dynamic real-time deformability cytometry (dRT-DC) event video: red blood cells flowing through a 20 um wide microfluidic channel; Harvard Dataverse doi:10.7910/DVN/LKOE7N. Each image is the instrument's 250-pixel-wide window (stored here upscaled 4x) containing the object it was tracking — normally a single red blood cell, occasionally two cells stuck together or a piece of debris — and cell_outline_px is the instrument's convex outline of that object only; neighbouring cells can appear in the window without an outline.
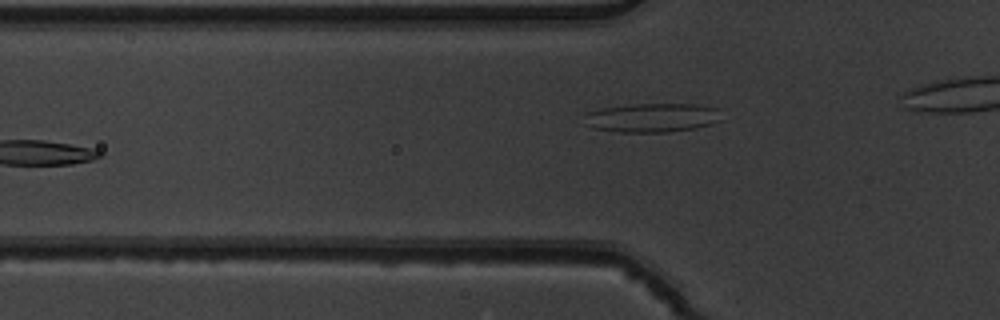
{"species": "common noctule bat (a hibernating species)", "species_latin": "Nyctalus noctula", "temperature_condition": "warm", "stored_images_in_passage": 6, "camera_frame_rate_fps": 3000, "um_per_image_px": 0.085, "animal": {"sex": "male", "body_mass_g": 19.5, "forearm_length_mm": 54.6}, "frame": {"image": 1, "passage_image": 6, "time_ms": 1.667, "image_size_px": [1000, 320], "cell_outline_px": [[720, 120], [712, 124], [696, 128], [668, 132], [616, 132], [592, 128], [588, 112], [600, 108], [636, 104], [696, 104], [720, 108]], "centroid_in_image_um": [55.55, 10.0], "position_along_channel_um": 70.2, "area_um2": 22.95}}